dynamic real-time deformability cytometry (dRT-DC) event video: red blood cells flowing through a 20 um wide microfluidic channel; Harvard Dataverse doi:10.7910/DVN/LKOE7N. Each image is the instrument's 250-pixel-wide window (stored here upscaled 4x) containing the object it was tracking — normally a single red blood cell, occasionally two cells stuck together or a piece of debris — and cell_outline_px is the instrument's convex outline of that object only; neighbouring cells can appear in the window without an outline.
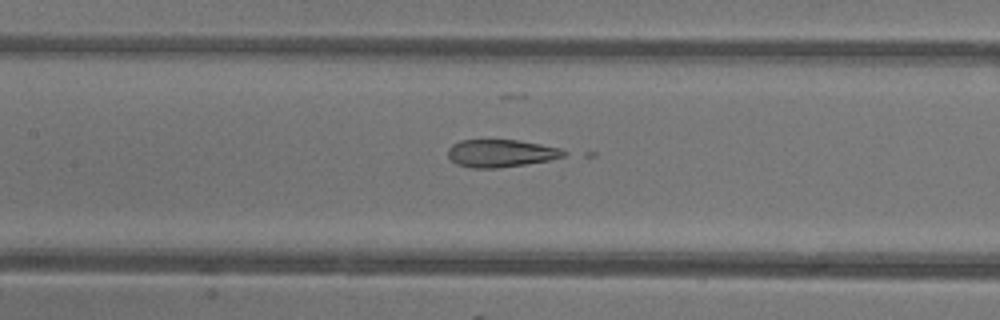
{"species": "common noctule bat (a hibernating species)", "species_latin": "Nyctalus noctula", "temperature_condition": "warm", "stored_images_in_passage": 43, "camera_frame_rate_fps": 3000, "um_per_image_px": 0.085, "animal": {"sex": "female"}, "frame": {"image": 1, "passage_image": 18, "time_ms": 5.667, "image_size_px": [1000, 320], "cell_outline_px": [[568, 152], [564, 156], [552, 160], [496, 168], [472, 168], [456, 164], [448, 156], [448, 148], [452, 144], [460, 140], [520, 140], [560, 148]], "centroid_in_image_um": [42.58, 13.02], "position_along_channel_um": 164.8, "area_um2": 18.67}}
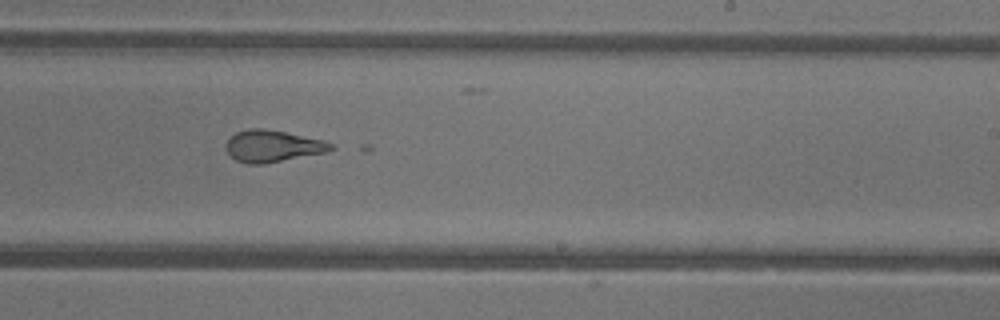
{"frame": {"image": 2, "passage_image": 25, "time_ms": 8.0, "image_size_px": [1000, 320], "cell_outline_px": [[336, 148], [328, 152], [264, 164], [248, 164], [236, 160], [228, 152], [224, 144], [236, 132], [248, 128], [264, 128], [324, 140], [332, 144]], "centroid_in_image_um": [23.19, 12.42], "position_along_channel_um": 265.8, "area_um2": 19.48}}
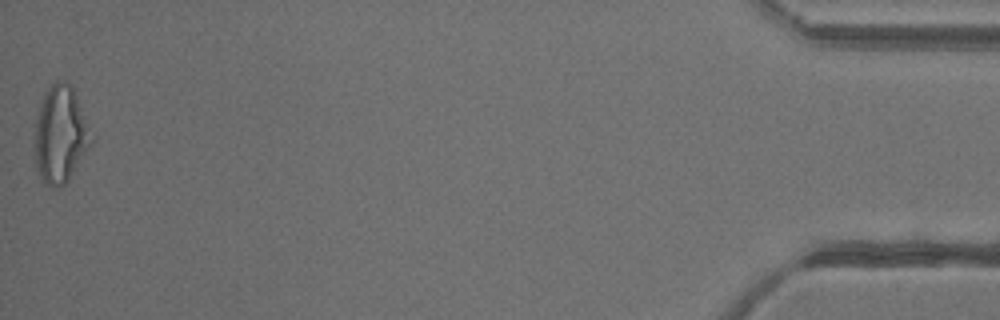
{"frame": {"image": 3, "passage_image": 43, "time_ms": 14.0, "image_size_px": [1000, 320], "cell_outline_px": [[92, 144], [68, 180], [60, 188], [52, 188], [44, 184], [36, 168], [32, 144], [32, 124], [40, 104], [48, 88], [56, 80], [64, 80], [72, 84], [92, 140]], "centroid_in_image_um": [5.05, 11.46], "position_along_channel_um": 430.2, "area_um2": 32.48}}